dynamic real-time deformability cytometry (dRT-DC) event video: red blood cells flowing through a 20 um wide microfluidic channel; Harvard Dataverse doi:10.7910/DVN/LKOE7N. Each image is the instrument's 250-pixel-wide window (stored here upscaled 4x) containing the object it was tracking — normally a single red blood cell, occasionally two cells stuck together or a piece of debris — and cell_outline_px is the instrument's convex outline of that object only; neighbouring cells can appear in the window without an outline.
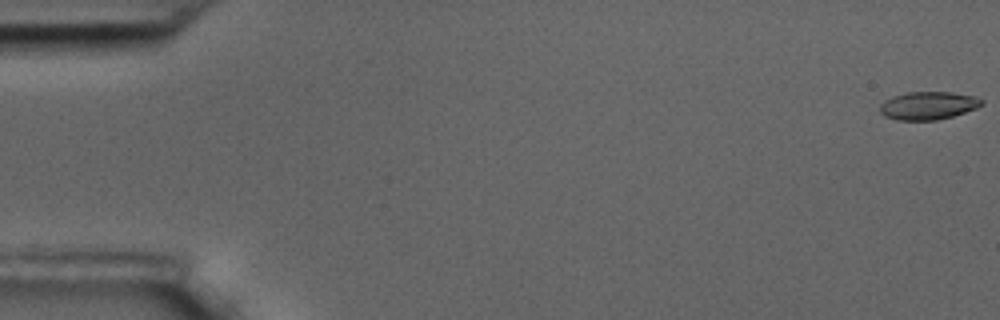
{"species": "common noctule bat (a hibernating species)", "species_latin": "Nyctalus noctula", "temperature_condition": "room temperature", "stored_images_in_passage": 58, "camera_frame_rate_fps": 3000, "um_per_image_px": 0.085, "animal": {"sex": "male", "body_mass_g": 17.5, "forearm_length_mm": 52.3}, "frame": {"image": 1, "passage_image": 1, "time_ms": 0.0, "image_size_px": [1000, 320], "cell_outline_px": [[984, 104], [976, 108], [952, 116], [936, 120], [896, 120], [884, 116], [880, 112], [880, 104], [884, 100], [892, 96], [908, 92], [952, 92], [972, 96], [984, 100]], "centroid_in_image_um": [78.87, 8.97], "position_along_channel_um": 6.1, "area_um2": 16.59}}
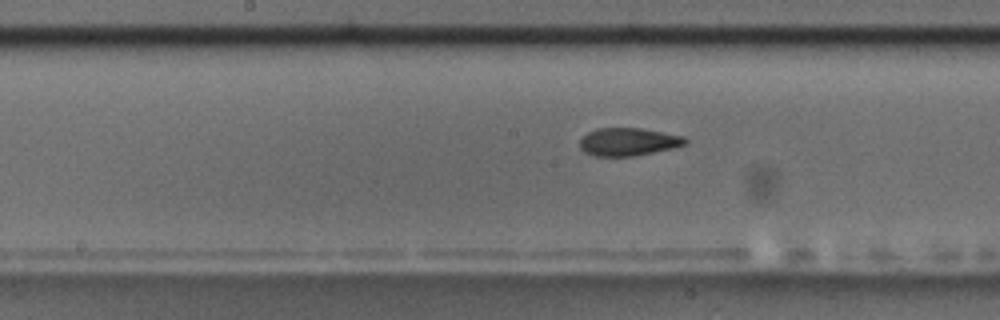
{"frame": {"image": 2, "passage_image": 30, "time_ms": 9.667, "image_size_px": [1000, 320], "cell_outline_px": [[688, 144], [672, 148], [632, 156], [596, 156], [584, 152], [580, 148], [580, 140], [588, 132], [596, 128], [640, 128], [684, 136], [688, 140]], "centroid_in_image_um": [53.41, 12.05], "position_along_channel_um": 194.8, "area_um2": 17.05}}
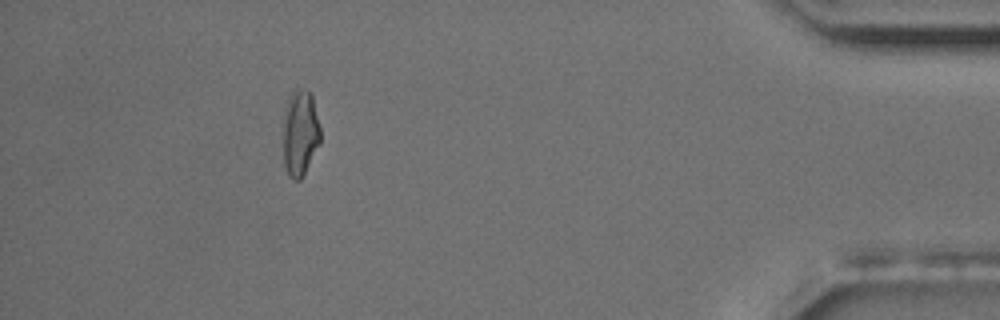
{"frame": {"image": 3, "passage_image": 53, "time_ms": 17.333, "image_size_px": [1000, 320], "cell_outline_px": [[320, 144], [300, 180], [292, 180], [288, 176], [284, 164], [284, 108], [288, 96], [296, 84], [308, 92], [312, 96], [320, 128]], "centroid_in_image_um": [25.5, 11.25], "position_along_channel_um": 409.7, "area_um2": 18.9}, "authors_computed_cell_mechanics": {"area_um2": 17.3689, "velocity_mm_per_s": 3.5229, "shape_relaxation_time_tau1_ms": null, "shape_relaxation_time_tau2_ms": 2.8702, "deformation_change_tau1": null, "deformation_change_tau2": 0.0942}}